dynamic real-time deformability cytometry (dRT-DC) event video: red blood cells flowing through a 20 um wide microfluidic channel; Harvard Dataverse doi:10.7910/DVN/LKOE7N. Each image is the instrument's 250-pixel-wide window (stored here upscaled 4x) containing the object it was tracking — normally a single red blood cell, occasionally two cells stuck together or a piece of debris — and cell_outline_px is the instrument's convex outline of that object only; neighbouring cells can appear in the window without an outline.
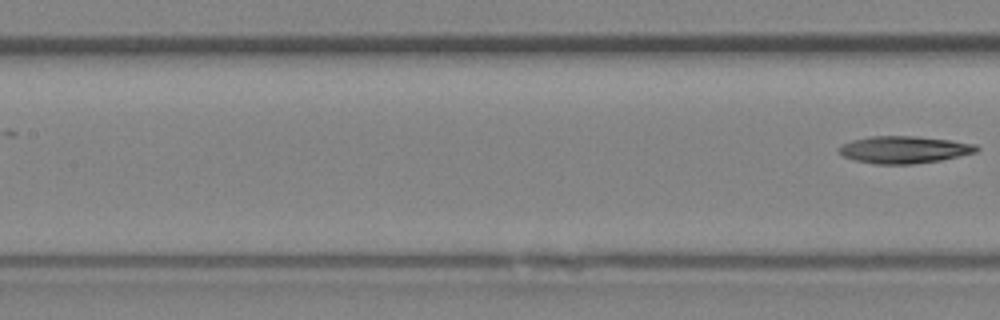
{"species": "Egyptian fruit bat (a non-hibernating species)", "species_latin": "Rousettus aegyptiacus", "temperature_condition": "room temperature", "stored_images_in_passage": 4, "segment_of_instrument_passage": [2, 2], "camera_frame_rate_fps": 3000, "um_per_image_px": 0.085, "animal": {"sex": "female"}, "frame": {"image": 1, "passage_image": 4, "time_ms": 1.0, "image_size_px": [1000, 320], "cell_outline_px": [[980, 148], [976, 152], [960, 156], [940, 160], [912, 164], [876, 164], [856, 160], [844, 156], [836, 148], [840, 144], [852, 140], [872, 136], [916, 136], [952, 140], [976, 144]], "centroid_in_image_um": [76.86, 12.71], "position_along_channel_um": 130.5, "area_um2": 21.85}}